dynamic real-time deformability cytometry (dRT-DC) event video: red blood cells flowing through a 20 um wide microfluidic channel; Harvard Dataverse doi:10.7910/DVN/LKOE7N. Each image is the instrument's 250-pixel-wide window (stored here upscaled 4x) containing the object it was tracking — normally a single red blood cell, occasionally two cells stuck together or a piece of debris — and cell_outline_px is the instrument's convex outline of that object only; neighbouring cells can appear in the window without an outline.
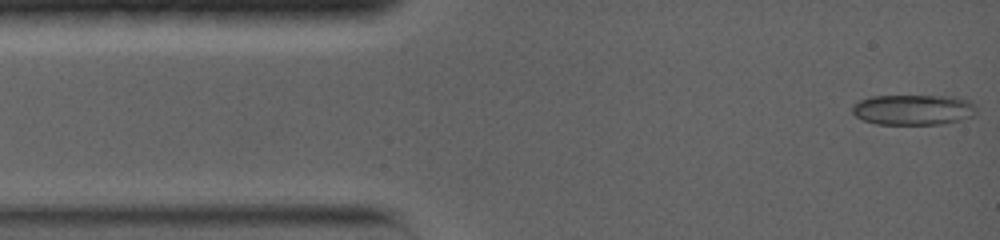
{"species": "common noctule bat (a hibernating species)", "species_latin": "Nyctalus noctula", "temperature_condition": "warm", "stored_images_in_passage": 83, "camera_frame_rate_fps": 5000, "um_per_image_px": 0.085, "animal": {"sex": "female", "body_mass_g": 19.0, "forearm_length_mm": 56.7}, "frame": {"image": 1, "passage_image": 1, "time_ms": 0.0, "image_size_px": [1000, 240], "cell_outline_px": [[976, 112], [972, 116], [960, 120], [940, 124], [876, 124], [864, 120], [856, 116], [852, 112], [852, 108], [860, 100], [872, 96], [952, 96], [968, 100], [976, 108]], "centroid_in_image_um": [77.63, 9.33], "position_along_channel_um": 7.4, "area_um2": 21.85}}
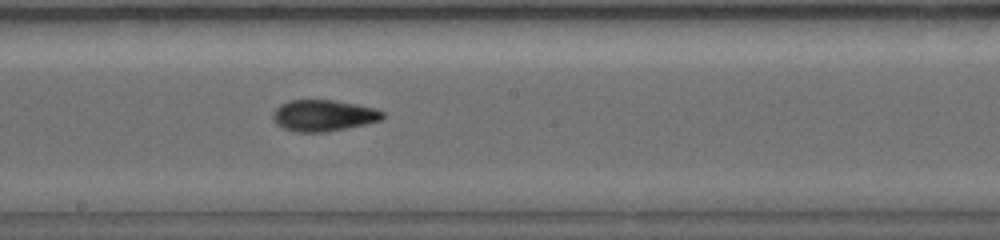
{"frame": {"image": 2, "passage_image": 37, "time_ms": 7.2, "image_size_px": [1000, 240], "cell_outline_px": [[384, 116], [380, 120], [364, 124], [328, 132], [296, 132], [284, 128], [276, 124], [272, 116], [272, 112], [280, 104], [288, 100], [332, 100], [356, 104], [376, 108], [384, 112]], "centroid_in_image_um": [27.47, 9.81], "position_along_channel_um": 220.7, "area_um2": 20.06}}
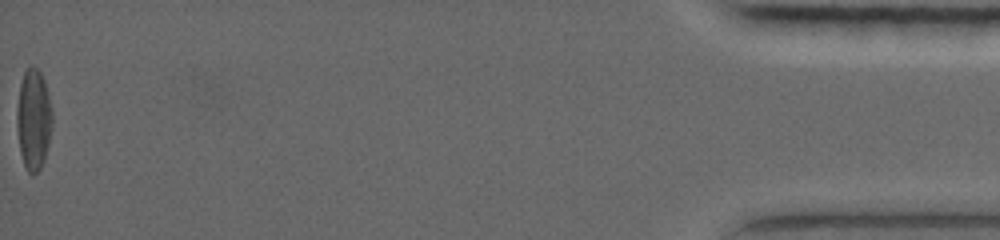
{"frame": {"image": 3, "passage_image": 83, "time_ms": 16.4, "image_size_px": [1000, 240], "cell_outline_px": [[52, 128], [44, 160], [40, 168], [36, 172], [28, 172], [24, 164], [20, 152], [16, 128], [16, 108], [20, 84], [24, 72], [32, 64], [40, 72], [44, 80], [52, 112]], "centroid_in_image_um": [2.83, 10.13], "position_along_channel_um": 432.4, "area_um2": 20.75}, "authors_computed_cell_mechanics": {"area_um2": 19.5942, "velocity_mm_per_s": 3.8605, "shape_relaxation_time_tau1_ms": null, "shape_relaxation_time_tau2_ms": 3.3271, "deformation_change_tau1": null, "deformation_change_tau2": 0.0908}}